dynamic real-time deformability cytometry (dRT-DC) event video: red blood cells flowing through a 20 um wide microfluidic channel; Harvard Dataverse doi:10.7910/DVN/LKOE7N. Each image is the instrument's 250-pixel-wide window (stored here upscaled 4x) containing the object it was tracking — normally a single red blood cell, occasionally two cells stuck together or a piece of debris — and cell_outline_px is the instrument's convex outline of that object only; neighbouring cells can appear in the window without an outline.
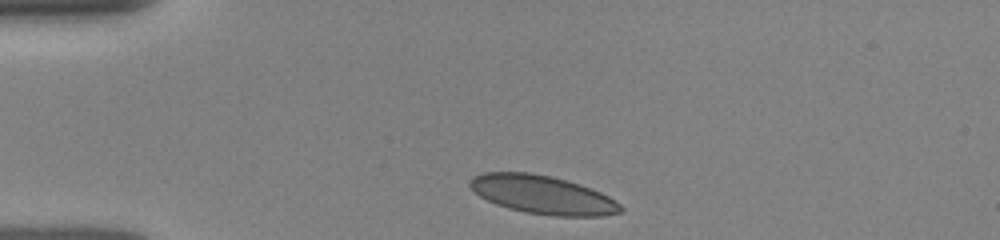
{"species": "human", "species_latin": "Homo sapiens", "temperature_condition": "room temperature", "stored_images_in_passage": 5, "camera_frame_rate_fps": 3000, "um_per_image_px": 0.085, "donor": {"sex": "female"}, "frame": {"image": 1, "passage_image": 1, "time_ms": 0.0, "image_size_px": [1000, 240], "cell_outline_px": [[624, 208], [620, 212], [600, 216], [552, 216], [524, 212], [508, 208], [496, 204], [480, 196], [468, 184], [468, 180], [472, 176], [484, 172], [528, 172], [552, 176], [580, 184], [592, 188], [616, 200]], "centroid_in_image_um": [46.12, 16.54], "position_along_channel_um": 38.9, "area_um2": 33.87}}
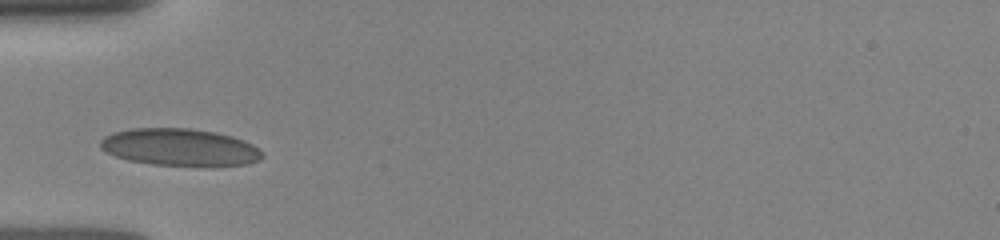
{"frame": {"image": 2, "passage_image": 4, "time_ms": 1.667, "image_size_px": [1000, 240], "cell_outline_px": [[264, 156], [260, 160], [248, 164], [152, 164], [128, 160], [104, 152], [100, 148], [100, 140], [104, 136], [112, 132], [132, 128], [188, 128], [216, 132], [232, 136], [244, 140], [252, 144], [264, 152]], "centroid_in_image_um": [15.25, 12.48], "position_along_channel_um": 69.8, "area_um2": 34.74}}